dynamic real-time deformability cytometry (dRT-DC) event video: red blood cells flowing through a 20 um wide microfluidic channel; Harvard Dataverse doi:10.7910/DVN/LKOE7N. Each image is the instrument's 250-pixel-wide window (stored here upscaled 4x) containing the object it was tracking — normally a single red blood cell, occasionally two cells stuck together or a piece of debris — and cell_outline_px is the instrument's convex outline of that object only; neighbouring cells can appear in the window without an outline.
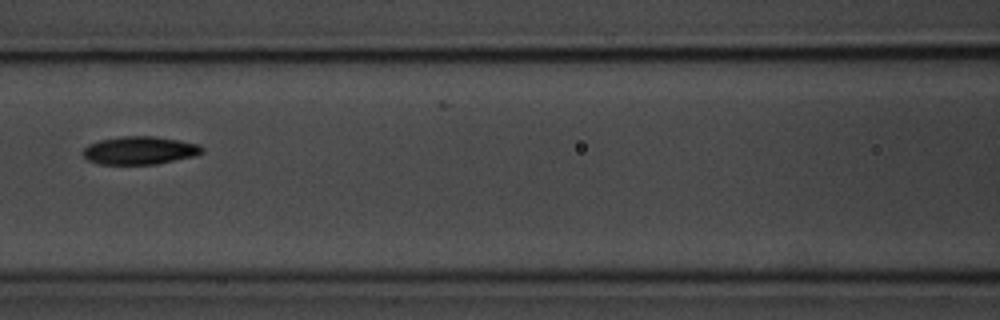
{"species": "common noctule bat (a hibernating species)", "species_latin": "Nyctalus noctula", "temperature_condition": "room temperature", "stored_images_in_passage": 8, "camera_frame_rate_fps": 3000, "um_per_image_px": 0.085, "animal": {"sex": "male", "body_mass_g": 20.1, "forearm_length_mm": 53.5}, "frame": {"image": 1, "passage_image": 4, "time_ms": 3.667, "image_size_px": [1000, 320], "cell_outline_px": [[204, 152], [196, 156], [156, 164], [96, 164], [88, 160], [80, 152], [88, 144], [100, 140], [120, 136], [156, 136], [180, 140], [200, 144], [204, 148]], "centroid_in_image_um": [11.89, 12.78], "position_along_channel_um": 154.7, "area_um2": 19.77}}
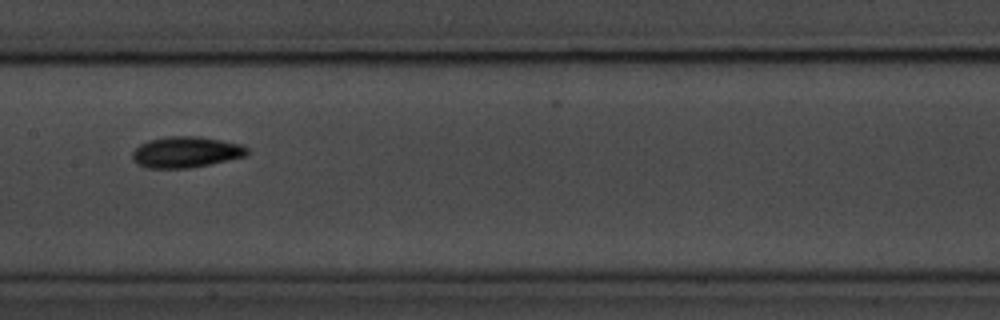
{"frame": {"image": 2, "passage_image": 5, "time_ms": 4.667, "image_size_px": [1000, 320], "cell_outline_px": [[248, 156], [188, 168], [148, 168], [136, 164], [132, 160], [132, 152], [140, 144], [148, 140], [168, 136], [200, 136], [240, 144], [248, 148]], "centroid_in_image_um": [15.78, 12.93], "position_along_channel_um": 191.6, "area_um2": 20.81}}